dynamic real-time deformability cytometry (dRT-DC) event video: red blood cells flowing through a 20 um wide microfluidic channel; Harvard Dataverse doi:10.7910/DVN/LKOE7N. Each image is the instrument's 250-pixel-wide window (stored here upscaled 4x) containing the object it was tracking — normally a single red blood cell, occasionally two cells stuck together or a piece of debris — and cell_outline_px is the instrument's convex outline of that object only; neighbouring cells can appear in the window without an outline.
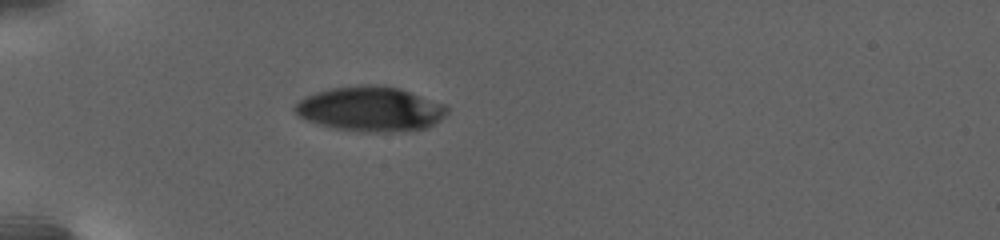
{"species": "human", "species_latin": "Homo sapiens", "temperature_condition": "warm", "stored_images_in_passage": 7, "camera_frame_rate_fps": 3000, "um_per_image_px": 0.085, "donor": {"sex": "female"}, "frame": {"image": 1, "passage_image": 1, "time_ms": 0.0, "image_size_px": [1000, 240], "cell_outline_px": [[448, 112], [440, 120], [424, 128], [392, 132], [364, 132], [332, 128], [296, 116], [292, 108], [304, 96], [316, 92], [332, 88], [360, 84], [372, 84], [400, 88], [444, 104], [448, 108]], "centroid_in_image_um": [31.45, 9.26], "position_along_channel_um": 53.5, "area_um2": 39.77}}